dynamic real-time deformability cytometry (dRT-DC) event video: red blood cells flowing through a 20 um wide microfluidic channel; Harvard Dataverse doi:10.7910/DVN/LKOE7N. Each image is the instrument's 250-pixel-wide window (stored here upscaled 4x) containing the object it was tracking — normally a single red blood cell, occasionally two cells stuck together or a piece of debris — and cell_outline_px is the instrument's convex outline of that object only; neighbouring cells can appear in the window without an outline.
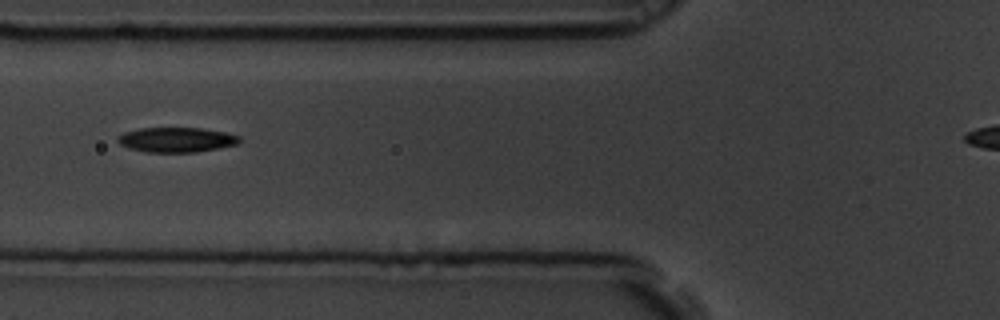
{"species": "common noctule bat (a hibernating species)", "species_latin": "Nyctalus noctula", "temperature_condition": "room temperature", "stored_images_in_passage": 8, "camera_frame_rate_fps": 3000, "um_per_image_px": 0.085, "animal": {"sex": "male", "body_mass_g": 19.5, "forearm_length_mm": 54.6}, "frame": {"image": 1, "passage_image": 3, "time_ms": 0.667, "image_size_px": [1000, 320], "cell_outline_px": [[240, 140], [236, 144], [196, 152], [144, 152], [128, 148], [120, 144], [116, 140], [116, 136], [124, 132], [140, 128], [200, 128], [224, 132], [240, 136]], "centroid_in_image_um": [14.93, 11.88], "position_along_channel_um": 110.9, "area_um2": 17.57}}
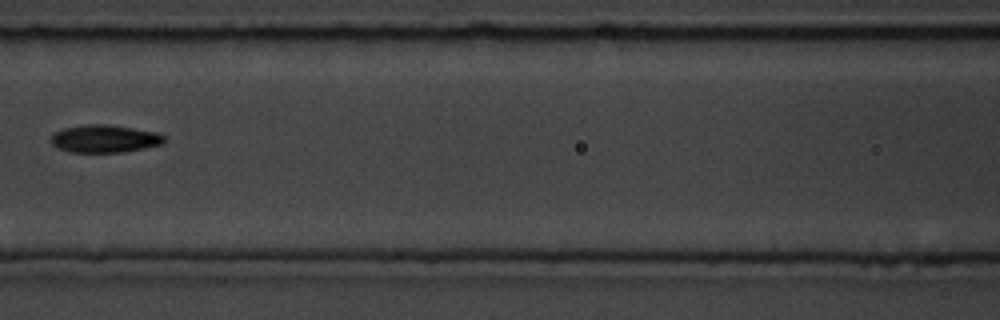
{"frame": {"image": 2, "passage_image": 4, "time_ms": 1.0, "image_size_px": [1000, 320], "cell_outline_px": [[164, 144], [124, 152], [72, 152], [60, 148], [52, 144], [48, 140], [52, 132], [64, 128], [88, 124], [108, 124], [156, 132], [164, 136]], "centroid_in_image_um": [8.86, 11.79], "position_along_channel_um": 157.7, "area_um2": 18.32}}
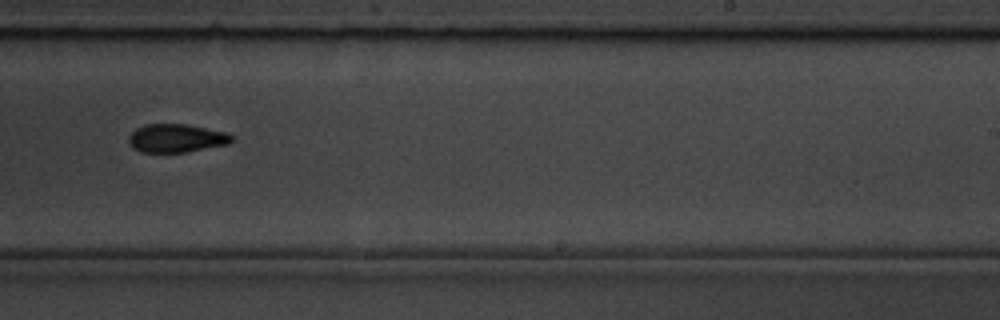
{"frame": {"image": 3, "passage_image": 7, "time_ms": 2.0, "image_size_px": [1000, 320], "cell_outline_px": [[236, 140], [228, 144], [188, 152], [140, 152], [132, 148], [128, 144], [128, 136], [136, 128], [144, 124], [184, 124], [228, 132], [236, 136]], "centroid_in_image_um": [15.02, 11.75], "position_along_channel_um": 274.0, "area_um2": 17.4}}